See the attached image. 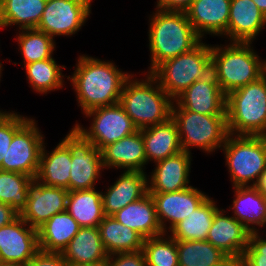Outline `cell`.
Returning a JSON list of instances; mask_svg holds the SVG:
<instances>
[{
    "instance_id": "obj_49",
    "label": "cell",
    "mask_w": 266,
    "mask_h": 266,
    "mask_svg": "<svg viewBox=\"0 0 266 266\" xmlns=\"http://www.w3.org/2000/svg\"><path fill=\"white\" fill-rule=\"evenodd\" d=\"M3 63L2 62H0V81H1V76H2V69L4 68V67H2L3 65H2Z\"/></svg>"
},
{
    "instance_id": "obj_43",
    "label": "cell",
    "mask_w": 266,
    "mask_h": 266,
    "mask_svg": "<svg viewBox=\"0 0 266 266\" xmlns=\"http://www.w3.org/2000/svg\"><path fill=\"white\" fill-rule=\"evenodd\" d=\"M19 214L9 205L0 202V227L10 224Z\"/></svg>"
},
{
    "instance_id": "obj_46",
    "label": "cell",
    "mask_w": 266,
    "mask_h": 266,
    "mask_svg": "<svg viewBox=\"0 0 266 266\" xmlns=\"http://www.w3.org/2000/svg\"><path fill=\"white\" fill-rule=\"evenodd\" d=\"M71 266H107V261H101L98 263H94V264H78V265H71Z\"/></svg>"
},
{
    "instance_id": "obj_13",
    "label": "cell",
    "mask_w": 266,
    "mask_h": 266,
    "mask_svg": "<svg viewBox=\"0 0 266 266\" xmlns=\"http://www.w3.org/2000/svg\"><path fill=\"white\" fill-rule=\"evenodd\" d=\"M68 190L43 185L36 179L28 184L27 205L19 216L38 230L53 215L66 211Z\"/></svg>"
},
{
    "instance_id": "obj_45",
    "label": "cell",
    "mask_w": 266,
    "mask_h": 266,
    "mask_svg": "<svg viewBox=\"0 0 266 266\" xmlns=\"http://www.w3.org/2000/svg\"><path fill=\"white\" fill-rule=\"evenodd\" d=\"M253 2L266 17V0H253Z\"/></svg>"
},
{
    "instance_id": "obj_34",
    "label": "cell",
    "mask_w": 266,
    "mask_h": 266,
    "mask_svg": "<svg viewBox=\"0 0 266 266\" xmlns=\"http://www.w3.org/2000/svg\"><path fill=\"white\" fill-rule=\"evenodd\" d=\"M63 68L65 69V66L58 65L53 57L24 65L28 84L33 91L40 94H47L64 87Z\"/></svg>"
},
{
    "instance_id": "obj_27",
    "label": "cell",
    "mask_w": 266,
    "mask_h": 266,
    "mask_svg": "<svg viewBox=\"0 0 266 266\" xmlns=\"http://www.w3.org/2000/svg\"><path fill=\"white\" fill-rule=\"evenodd\" d=\"M45 149L44 143L35 179L43 185L65 188L69 191L72 165L69 150L61 142L51 152Z\"/></svg>"
},
{
    "instance_id": "obj_10",
    "label": "cell",
    "mask_w": 266,
    "mask_h": 266,
    "mask_svg": "<svg viewBox=\"0 0 266 266\" xmlns=\"http://www.w3.org/2000/svg\"><path fill=\"white\" fill-rule=\"evenodd\" d=\"M84 115L88 118L93 117L90 127L84 128L79 123L74 127L100 150L138 130L120 103L97 107Z\"/></svg>"
},
{
    "instance_id": "obj_3",
    "label": "cell",
    "mask_w": 266,
    "mask_h": 266,
    "mask_svg": "<svg viewBox=\"0 0 266 266\" xmlns=\"http://www.w3.org/2000/svg\"><path fill=\"white\" fill-rule=\"evenodd\" d=\"M252 44L229 42L211 45L212 72L225 95L266 73V60H262Z\"/></svg>"
},
{
    "instance_id": "obj_8",
    "label": "cell",
    "mask_w": 266,
    "mask_h": 266,
    "mask_svg": "<svg viewBox=\"0 0 266 266\" xmlns=\"http://www.w3.org/2000/svg\"><path fill=\"white\" fill-rule=\"evenodd\" d=\"M171 118L177 125L183 151L190 154L193 147L211 154L222 148L229 135L227 116H210L172 107Z\"/></svg>"
},
{
    "instance_id": "obj_40",
    "label": "cell",
    "mask_w": 266,
    "mask_h": 266,
    "mask_svg": "<svg viewBox=\"0 0 266 266\" xmlns=\"http://www.w3.org/2000/svg\"><path fill=\"white\" fill-rule=\"evenodd\" d=\"M107 266H147L143 250L115 253L108 256Z\"/></svg>"
},
{
    "instance_id": "obj_26",
    "label": "cell",
    "mask_w": 266,
    "mask_h": 266,
    "mask_svg": "<svg viewBox=\"0 0 266 266\" xmlns=\"http://www.w3.org/2000/svg\"><path fill=\"white\" fill-rule=\"evenodd\" d=\"M64 260L71 265L94 264L107 261L98 227H81L62 251Z\"/></svg>"
},
{
    "instance_id": "obj_4",
    "label": "cell",
    "mask_w": 266,
    "mask_h": 266,
    "mask_svg": "<svg viewBox=\"0 0 266 266\" xmlns=\"http://www.w3.org/2000/svg\"><path fill=\"white\" fill-rule=\"evenodd\" d=\"M144 75L139 80L132 74L125 81L119 101L138 129L166 122L173 104L158 81L150 73Z\"/></svg>"
},
{
    "instance_id": "obj_32",
    "label": "cell",
    "mask_w": 266,
    "mask_h": 266,
    "mask_svg": "<svg viewBox=\"0 0 266 266\" xmlns=\"http://www.w3.org/2000/svg\"><path fill=\"white\" fill-rule=\"evenodd\" d=\"M220 208L210 196L187 218L180 221L170 232L175 240L194 241L206 240L215 213Z\"/></svg>"
},
{
    "instance_id": "obj_41",
    "label": "cell",
    "mask_w": 266,
    "mask_h": 266,
    "mask_svg": "<svg viewBox=\"0 0 266 266\" xmlns=\"http://www.w3.org/2000/svg\"><path fill=\"white\" fill-rule=\"evenodd\" d=\"M26 266H70L63 258L62 253L39 250Z\"/></svg>"
},
{
    "instance_id": "obj_30",
    "label": "cell",
    "mask_w": 266,
    "mask_h": 266,
    "mask_svg": "<svg viewBox=\"0 0 266 266\" xmlns=\"http://www.w3.org/2000/svg\"><path fill=\"white\" fill-rule=\"evenodd\" d=\"M98 229L108 255L143 250L144 238L113 216H105L98 225Z\"/></svg>"
},
{
    "instance_id": "obj_36",
    "label": "cell",
    "mask_w": 266,
    "mask_h": 266,
    "mask_svg": "<svg viewBox=\"0 0 266 266\" xmlns=\"http://www.w3.org/2000/svg\"><path fill=\"white\" fill-rule=\"evenodd\" d=\"M32 179L22 173L0 170V202L20 214L27 205L28 184Z\"/></svg>"
},
{
    "instance_id": "obj_1",
    "label": "cell",
    "mask_w": 266,
    "mask_h": 266,
    "mask_svg": "<svg viewBox=\"0 0 266 266\" xmlns=\"http://www.w3.org/2000/svg\"><path fill=\"white\" fill-rule=\"evenodd\" d=\"M70 80L82 113L119 103L125 81L132 75L120 70L110 60L83 54L77 59Z\"/></svg>"
},
{
    "instance_id": "obj_20",
    "label": "cell",
    "mask_w": 266,
    "mask_h": 266,
    "mask_svg": "<svg viewBox=\"0 0 266 266\" xmlns=\"http://www.w3.org/2000/svg\"><path fill=\"white\" fill-rule=\"evenodd\" d=\"M104 169L116 168L124 171L145 172L147 158L141 131L125 136L101 150Z\"/></svg>"
},
{
    "instance_id": "obj_35",
    "label": "cell",
    "mask_w": 266,
    "mask_h": 266,
    "mask_svg": "<svg viewBox=\"0 0 266 266\" xmlns=\"http://www.w3.org/2000/svg\"><path fill=\"white\" fill-rule=\"evenodd\" d=\"M18 50L23 55V65L53 57L55 38L37 29H23L17 34Z\"/></svg>"
},
{
    "instance_id": "obj_6",
    "label": "cell",
    "mask_w": 266,
    "mask_h": 266,
    "mask_svg": "<svg viewBox=\"0 0 266 266\" xmlns=\"http://www.w3.org/2000/svg\"><path fill=\"white\" fill-rule=\"evenodd\" d=\"M203 42L184 54L164 61L150 73L172 100L212 72L211 45Z\"/></svg>"
},
{
    "instance_id": "obj_18",
    "label": "cell",
    "mask_w": 266,
    "mask_h": 266,
    "mask_svg": "<svg viewBox=\"0 0 266 266\" xmlns=\"http://www.w3.org/2000/svg\"><path fill=\"white\" fill-rule=\"evenodd\" d=\"M219 209L214 216L206 241L225 253L231 260L240 261L248 246L250 231L233 215Z\"/></svg>"
},
{
    "instance_id": "obj_48",
    "label": "cell",
    "mask_w": 266,
    "mask_h": 266,
    "mask_svg": "<svg viewBox=\"0 0 266 266\" xmlns=\"http://www.w3.org/2000/svg\"><path fill=\"white\" fill-rule=\"evenodd\" d=\"M225 266H241L239 261L230 260Z\"/></svg>"
},
{
    "instance_id": "obj_9",
    "label": "cell",
    "mask_w": 266,
    "mask_h": 266,
    "mask_svg": "<svg viewBox=\"0 0 266 266\" xmlns=\"http://www.w3.org/2000/svg\"><path fill=\"white\" fill-rule=\"evenodd\" d=\"M60 142L69 150L71 156L69 191L96 188L95 184L104 170L101 150L74 126Z\"/></svg>"
},
{
    "instance_id": "obj_31",
    "label": "cell",
    "mask_w": 266,
    "mask_h": 266,
    "mask_svg": "<svg viewBox=\"0 0 266 266\" xmlns=\"http://www.w3.org/2000/svg\"><path fill=\"white\" fill-rule=\"evenodd\" d=\"M101 193L96 188L68 192L66 210L80 227H98L106 216Z\"/></svg>"
},
{
    "instance_id": "obj_17",
    "label": "cell",
    "mask_w": 266,
    "mask_h": 266,
    "mask_svg": "<svg viewBox=\"0 0 266 266\" xmlns=\"http://www.w3.org/2000/svg\"><path fill=\"white\" fill-rule=\"evenodd\" d=\"M192 154L181 151L155 163L147 177L148 193H166L184 190L189 185ZM150 177V178H149Z\"/></svg>"
},
{
    "instance_id": "obj_19",
    "label": "cell",
    "mask_w": 266,
    "mask_h": 266,
    "mask_svg": "<svg viewBox=\"0 0 266 266\" xmlns=\"http://www.w3.org/2000/svg\"><path fill=\"white\" fill-rule=\"evenodd\" d=\"M265 26L266 17L253 0H231L227 31L221 37L252 43Z\"/></svg>"
},
{
    "instance_id": "obj_25",
    "label": "cell",
    "mask_w": 266,
    "mask_h": 266,
    "mask_svg": "<svg viewBox=\"0 0 266 266\" xmlns=\"http://www.w3.org/2000/svg\"><path fill=\"white\" fill-rule=\"evenodd\" d=\"M112 216L144 239L164 233L157 218L154 200L148 192Z\"/></svg>"
},
{
    "instance_id": "obj_5",
    "label": "cell",
    "mask_w": 266,
    "mask_h": 266,
    "mask_svg": "<svg viewBox=\"0 0 266 266\" xmlns=\"http://www.w3.org/2000/svg\"><path fill=\"white\" fill-rule=\"evenodd\" d=\"M226 116L231 135H266V73L226 95Z\"/></svg>"
},
{
    "instance_id": "obj_42",
    "label": "cell",
    "mask_w": 266,
    "mask_h": 266,
    "mask_svg": "<svg viewBox=\"0 0 266 266\" xmlns=\"http://www.w3.org/2000/svg\"><path fill=\"white\" fill-rule=\"evenodd\" d=\"M192 2L193 0H157L155 8L166 11L185 12Z\"/></svg>"
},
{
    "instance_id": "obj_38",
    "label": "cell",
    "mask_w": 266,
    "mask_h": 266,
    "mask_svg": "<svg viewBox=\"0 0 266 266\" xmlns=\"http://www.w3.org/2000/svg\"><path fill=\"white\" fill-rule=\"evenodd\" d=\"M30 119L17 112H0V170L2 162H6V153L9 150L14 134Z\"/></svg>"
},
{
    "instance_id": "obj_14",
    "label": "cell",
    "mask_w": 266,
    "mask_h": 266,
    "mask_svg": "<svg viewBox=\"0 0 266 266\" xmlns=\"http://www.w3.org/2000/svg\"><path fill=\"white\" fill-rule=\"evenodd\" d=\"M172 107L210 115L226 116V95L221 90L214 73L195 81L173 100Z\"/></svg>"
},
{
    "instance_id": "obj_47",
    "label": "cell",
    "mask_w": 266,
    "mask_h": 266,
    "mask_svg": "<svg viewBox=\"0 0 266 266\" xmlns=\"http://www.w3.org/2000/svg\"><path fill=\"white\" fill-rule=\"evenodd\" d=\"M0 266H26L19 263L0 262Z\"/></svg>"
},
{
    "instance_id": "obj_11",
    "label": "cell",
    "mask_w": 266,
    "mask_h": 266,
    "mask_svg": "<svg viewBox=\"0 0 266 266\" xmlns=\"http://www.w3.org/2000/svg\"><path fill=\"white\" fill-rule=\"evenodd\" d=\"M34 118H30L13 136L6 162H2L1 170L18 172L35 179L44 145V135L37 127Z\"/></svg>"
},
{
    "instance_id": "obj_23",
    "label": "cell",
    "mask_w": 266,
    "mask_h": 266,
    "mask_svg": "<svg viewBox=\"0 0 266 266\" xmlns=\"http://www.w3.org/2000/svg\"><path fill=\"white\" fill-rule=\"evenodd\" d=\"M139 130L144 140L147 164L149 161L156 163L183 151L178 128L172 118Z\"/></svg>"
},
{
    "instance_id": "obj_12",
    "label": "cell",
    "mask_w": 266,
    "mask_h": 266,
    "mask_svg": "<svg viewBox=\"0 0 266 266\" xmlns=\"http://www.w3.org/2000/svg\"><path fill=\"white\" fill-rule=\"evenodd\" d=\"M92 0H47L36 28L50 37L75 35L91 14Z\"/></svg>"
},
{
    "instance_id": "obj_28",
    "label": "cell",
    "mask_w": 266,
    "mask_h": 266,
    "mask_svg": "<svg viewBox=\"0 0 266 266\" xmlns=\"http://www.w3.org/2000/svg\"><path fill=\"white\" fill-rule=\"evenodd\" d=\"M80 228L67 210L53 215L38 229L40 250L62 253Z\"/></svg>"
},
{
    "instance_id": "obj_39",
    "label": "cell",
    "mask_w": 266,
    "mask_h": 266,
    "mask_svg": "<svg viewBox=\"0 0 266 266\" xmlns=\"http://www.w3.org/2000/svg\"><path fill=\"white\" fill-rule=\"evenodd\" d=\"M241 266H266V238L260 232H251L248 246L239 261Z\"/></svg>"
},
{
    "instance_id": "obj_22",
    "label": "cell",
    "mask_w": 266,
    "mask_h": 266,
    "mask_svg": "<svg viewBox=\"0 0 266 266\" xmlns=\"http://www.w3.org/2000/svg\"><path fill=\"white\" fill-rule=\"evenodd\" d=\"M147 175L140 171H123L114 184L101 193L105 215L112 216L142 198L148 192Z\"/></svg>"
},
{
    "instance_id": "obj_21",
    "label": "cell",
    "mask_w": 266,
    "mask_h": 266,
    "mask_svg": "<svg viewBox=\"0 0 266 266\" xmlns=\"http://www.w3.org/2000/svg\"><path fill=\"white\" fill-rule=\"evenodd\" d=\"M231 0H193L185 11L196 33L222 36L227 31Z\"/></svg>"
},
{
    "instance_id": "obj_33",
    "label": "cell",
    "mask_w": 266,
    "mask_h": 266,
    "mask_svg": "<svg viewBox=\"0 0 266 266\" xmlns=\"http://www.w3.org/2000/svg\"><path fill=\"white\" fill-rule=\"evenodd\" d=\"M179 266H225L231 259L206 240H176Z\"/></svg>"
},
{
    "instance_id": "obj_7",
    "label": "cell",
    "mask_w": 266,
    "mask_h": 266,
    "mask_svg": "<svg viewBox=\"0 0 266 266\" xmlns=\"http://www.w3.org/2000/svg\"><path fill=\"white\" fill-rule=\"evenodd\" d=\"M233 187L254 186L266 169L264 136L229 134L222 148Z\"/></svg>"
},
{
    "instance_id": "obj_16",
    "label": "cell",
    "mask_w": 266,
    "mask_h": 266,
    "mask_svg": "<svg viewBox=\"0 0 266 266\" xmlns=\"http://www.w3.org/2000/svg\"><path fill=\"white\" fill-rule=\"evenodd\" d=\"M39 250L38 230L20 216L0 227V262L27 265Z\"/></svg>"
},
{
    "instance_id": "obj_29",
    "label": "cell",
    "mask_w": 266,
    "mask_h": 266,
    "mask_svg": "<svg viewBox=\"0 0 266 266\" xmlns=\"http://www.w3.org/2000/svg\"><path fill=\"white\" fill-rule=\"evenodd\" d=\"M47 0H0V29L17 26L18 30L36 29Z\"/></svg>"
},
{
    "instance_id": "obj_37",
    "label": "cell",
    "mask_w": 266,
    "mask_h": 266,
    "mask_svg": "<svg viewBox=\"0 0 266 266\" xmlns=\"http://www.w3.org/2000/svg\"><path fill=\"white\" fill-rule=\"evenodd\" d=\"M147 266H179L176 240L169 233L144 239Z\"/></svg>"
},
{
    "instance_id": "obj_15",
    "label": "cell",
    "mask_w": 266,
    "mask_h": 266,
    "mask_svg": "<svg viewBox=\"0 0 266 266\" xmlns=\"http://www.w3.org/2000/svg\"><path fill=\"white\" fill-rule=\"evenodd\" d=\"M150 194L154 200L157 218L164 233H170L180 221L187 218L209 197L193 186L177 192ZM168 223L169 227H167Z\"/></svg>"
},
{
    "instance_id": "obj_24",
    "label": "cell",
    "mask_w": 266,
    "mask_h": 266,
    "mask_svg": "<svg viewBox=\"0 0 266 266\" xmlns=\"http://www.w3.org/2000/svg\"><path fill=\"white\" fill-rule=\"evenodd\" d=\"M233 217L249 231L259 232L266 223V197L255 186L233 187ZM258 226V229H257Z\"/></svg>"
},
{
    "instance_id": "obj_44",
    "label": "cell",
    "mask_w": 266,
    "mask_h": 266,
    "mask_svg": "<svg viewBox=\"0 0 266 266\" xmlns=\"http://www.w3.org/2000/svg\"><path fill=\"white\" fill-rule=\"evenodd\" d=\"M254 186L266 197V169L260 175Z\"/></svg>"
},
{
    "instance_id": "obj_2",
    "label": "cell",
    "mask_w": 266,
    "mask_h": 266,
    "mask_svg": "<svg viewBox=\"0 0 266 266\" xmlns=\"http://www.w3.org/2000/svg\"><path fill=\"white\" fill-rule=\"evenodd\" d=\"M149 21L151 63L146 74L164 61L192 50L203 40L192 27L186 12L156 8Z\"/></svg>"
}]
</instances>
